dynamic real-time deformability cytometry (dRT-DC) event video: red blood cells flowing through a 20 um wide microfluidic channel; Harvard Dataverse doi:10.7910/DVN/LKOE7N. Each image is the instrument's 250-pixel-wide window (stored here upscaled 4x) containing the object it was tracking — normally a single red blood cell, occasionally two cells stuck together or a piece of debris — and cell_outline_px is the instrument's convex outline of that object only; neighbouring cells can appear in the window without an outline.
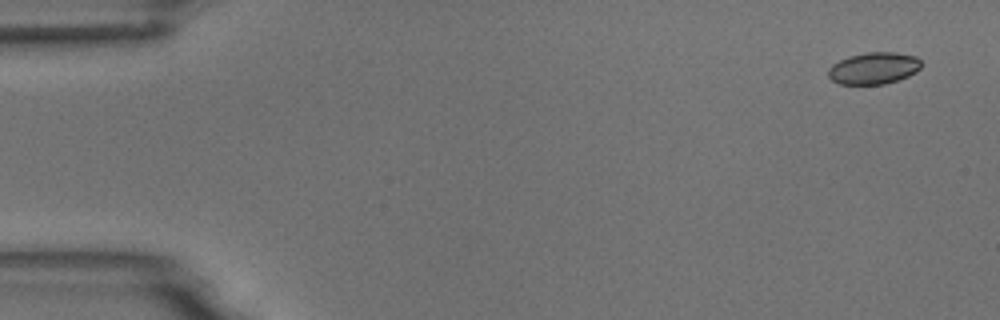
{"species": "common noctule bat (a hibernating species)", "species_latin": "Nyctalus noctula", "temperature_condition": "room temperature", "stored_images_in_passage": 6, "camera_frame_rate_fps": 3000, "um_per_image_px": 0.085, "animal": {"sex": "male", "body_mass_g": 18.8}, "frame": {"image": 1, "passage_image": 1, "time_ms": 0.0, "image_size_px": [1000, 320], "cell_outline_px": [[920, 68], [916, 72], [908, 76], [884, 84], [840, 84], [832, 80], [828, 76], [828, 68], [832, 64], [848, 56], [868, 52], [896, 52], [916, 56], [920, 60]], "centroid_in_image_um": [74.25, 5.79], "position_along_channel_um": 10.7, "area_um2": 17.22}}
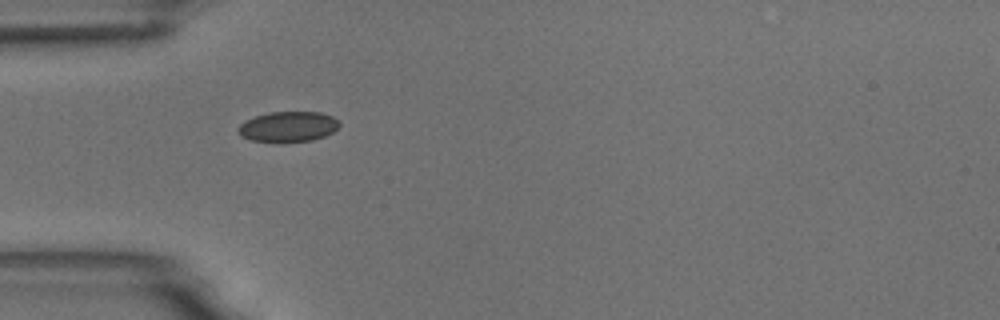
{"frame": {"image": 2, "passage_image": 5, "time_ms": 4.667, "image_size_px": [1000, 320], "cell_outline_px": [[340, 124], [332, 132], [324, 136], [312, 140], [252, 140], [240, 136], [236, 132], [236, 128], [240, 124], [256, 116], [268, 112], [320, 112], [332, 116]], "centroid_in_image_um": [24.47, 10.74], "position_along_channel_um": 60.5, "area_um2": 17.34}}